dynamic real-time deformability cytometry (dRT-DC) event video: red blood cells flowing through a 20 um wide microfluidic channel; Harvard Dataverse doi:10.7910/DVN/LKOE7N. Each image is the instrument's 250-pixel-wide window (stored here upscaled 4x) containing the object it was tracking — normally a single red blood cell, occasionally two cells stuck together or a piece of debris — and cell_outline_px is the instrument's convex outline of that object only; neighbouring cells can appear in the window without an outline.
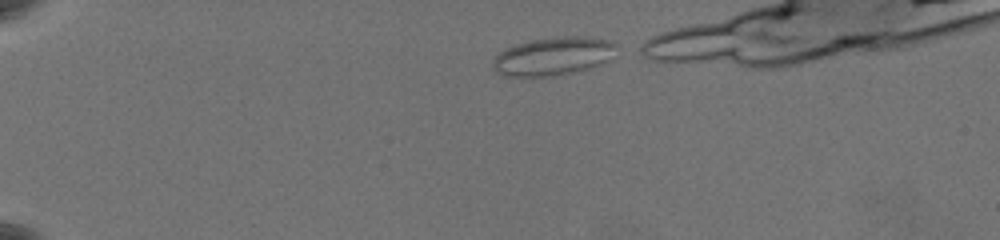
{"species": "common noctule bat (a hibernating species)", "species_latin": "Nyctalus noctula", "temperature_condition": "warm", "stored_images_in_passage": 42, "camera_frame_rate_fps": 3000, "um_per_image_px": 0.085, "animal": {"sex": "female", "body_mass_g": 19.5, "forearm_length_mm": 54.1}, "frame": {"image": 1, "passage_image": 1, "time_ms": 0.0, "image_size_px": [1000, 240], "cell_outline_px": [[620, 44], [604, 60], [588, 68], [572, 72], [552, 76], [508, 76], [496, 72], [492, 64], [492, 60], [504, 48], [516, 44], [532, 40], [564, 36], [580, 36], [612, 40]], "centroid_in_image_um": [46.97, 4.76], "position_along_channel_um": 38.0, "area_um2": 27.05}}
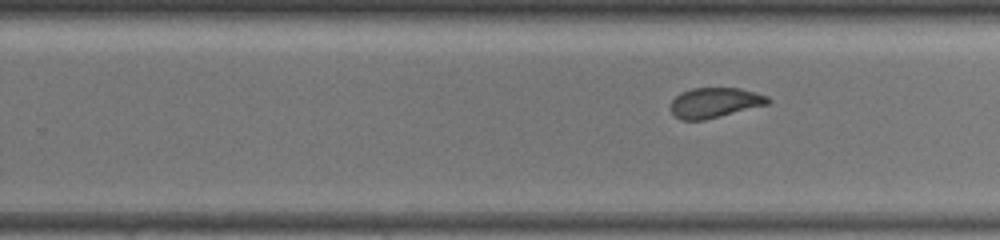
{"frame": {"image": 2, "passage_image": 27, "time_ms": 8.667, "image_size_px": [1000, 240], "cell_outline_px": [[772, 100], [768, 104], [704, 120], [680, 120], [672, 112], [672, 100], [680, 92], [692, 88], [740, 88], [756, 92], [768, 96]], "centroid_in_image_um": [60.78, 8.72], "position_along_channel_um": 269.0, "area_um2": 16.99}}
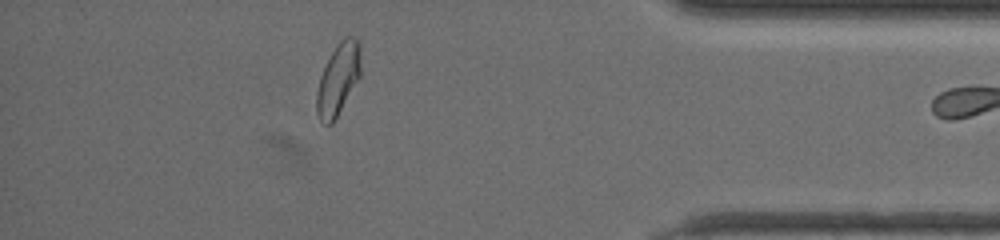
{"frame": {"image": 3, "passage_image": 41, "time_ms": 13.333, "image_size_px": [1000, 240], "cell_outline_px": [[360, 76], [332, 124], [324, 124], [320, 120], [316, 112], [316, 92], [320, 76], [336, 44], [344, 36], [352, 36], [360, 44]], "centroid_in_image_um": [28.73, 6.72], "position_along_channel_um": 406.5, "area_um2": 18.21}}